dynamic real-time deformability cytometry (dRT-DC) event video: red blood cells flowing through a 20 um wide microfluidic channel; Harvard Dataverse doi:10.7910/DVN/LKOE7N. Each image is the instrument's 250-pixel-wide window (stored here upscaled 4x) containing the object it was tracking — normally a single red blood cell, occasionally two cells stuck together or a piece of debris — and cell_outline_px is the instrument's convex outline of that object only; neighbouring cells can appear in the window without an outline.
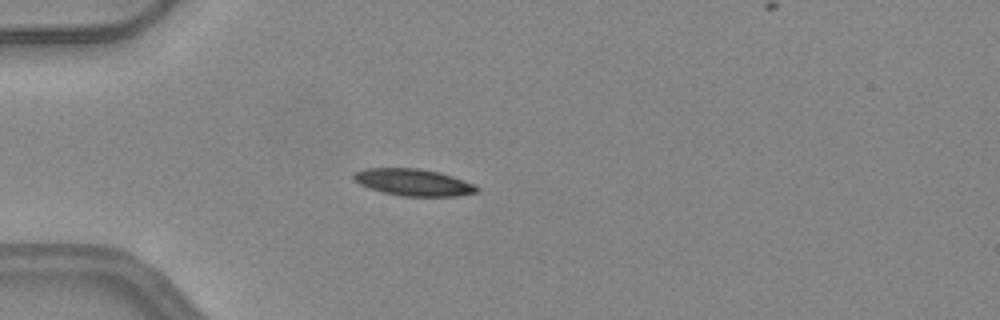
{"species": "common noctule bat (a hibernating species)", "species_latin": "Nyctalus noctula", "temperature_condition": "warm", "stored_images_in_passage": 50, "camera_frame_rate_fps": 3000, "um_per_image_px": 0.085, "animal": {"sex": "female", "body_mass_g": 24.6, "forearm_length_mm": 56.2}, "frame": {"image": 1, "passage_image": 14, "time_ms": 4.333, "image_size_px": [1000, 320], "cell_outline_px": [[480, 188], [476, 192], [456, 196], [400, 196], [368, 188], [352, 180], [352, 172], [364, 168], [416, 168], [440, 172], [452, 176], [472, 184]], "centroid_in_image_um": [35.06, 15.49], "position_along_channel_um": 49.9, "area_um2": 19.31}}
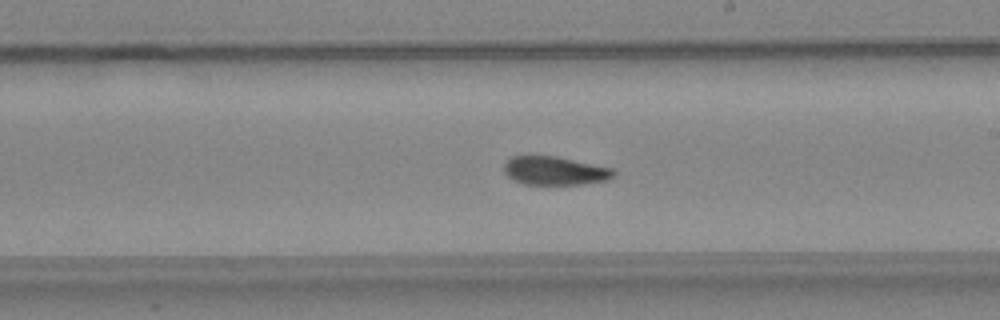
{"frame": {"image": 2, "passage_image": 29, "time_ms": 9.333, "image_size_px": [1000, 320], "cell_outline_px": [[616, 176], [608, 180], [584, 184], [524, 184], [508, 176], [504, 172], [504, 164], [512, 156], [528, 152], [532, 152], [556, 156], [612, 168], [616, 172]], "centroid_in_image_um": [47.13, 14.46], "position_along_channel_um": 241.9, "area_um2": 18.84}}
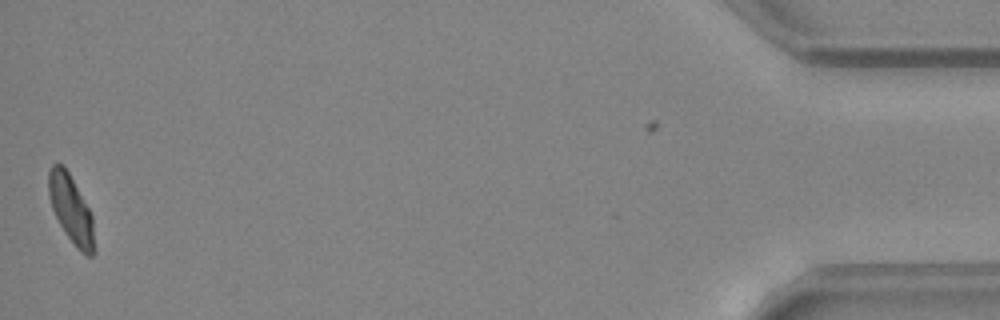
{"frame": {"image": 3, "passage_image": 49, "time_ms": 16.0, "image_size_px": [1000, 320], "cell_outline_px": [[96, 252], [92, 256], [88, 256], [80, 252], [76, 248], [60, 224], [52, 208], [48, 196], [48, 172], [52, 164], [64, 164], [88, 208], [92, 216]], "centroid_in_image_um": [6.04, 17.81], "position_along_channel_um": 429.2, "area_um2": 18.03}, "authors_computed_cell_mechanics": {"area_um2": 18.7561, "velocity_mm_per_s": 4.1732, "shape_relaxation_time_tau1_ms": null, "shape_relaxation_time_tau2_ms": 1.9335, "deformation_change_tau1": null, "deformation_change_tau2": 0.0777}}